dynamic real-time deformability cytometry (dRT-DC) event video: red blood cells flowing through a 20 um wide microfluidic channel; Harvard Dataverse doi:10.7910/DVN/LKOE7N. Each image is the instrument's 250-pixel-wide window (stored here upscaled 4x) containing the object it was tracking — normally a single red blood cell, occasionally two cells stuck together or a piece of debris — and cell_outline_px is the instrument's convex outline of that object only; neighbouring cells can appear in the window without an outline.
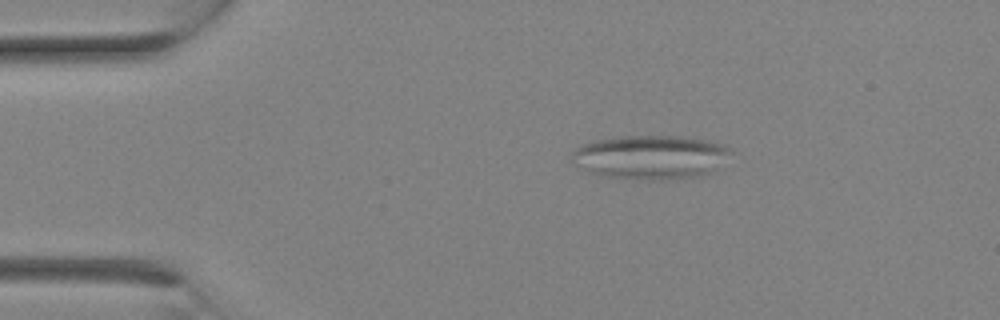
{"species": "Egyptian fruit bat (a non-hibernating species)", "species_latin": "Rousettus aegyptiacus", "temperature_condition": "room temperature", "stored_images_in_passage": 4, "camera_frame_rate_fps": 3000, "um_per_image_px": 0.085, "animal": {"sex": "female"}, "frame": {"image": 1, "passage_image": 1, "time_ms": 0.0, "image_size_px": [1000, 320], "cell_outline_px": [[732, 152], [716, 168], [704, 176], [664, 180], [636, 180], [604, 176], [588, 172], [568, 160], [568, 156], [580, 144], [596, 140], [620, 136], [680, 136], [708, 140], [724, 144], [732, 148]], "centroid_in_image_um": [55.26, 13.36], "position_along_channel_um": 29.7, "area_um2": 41.44}}